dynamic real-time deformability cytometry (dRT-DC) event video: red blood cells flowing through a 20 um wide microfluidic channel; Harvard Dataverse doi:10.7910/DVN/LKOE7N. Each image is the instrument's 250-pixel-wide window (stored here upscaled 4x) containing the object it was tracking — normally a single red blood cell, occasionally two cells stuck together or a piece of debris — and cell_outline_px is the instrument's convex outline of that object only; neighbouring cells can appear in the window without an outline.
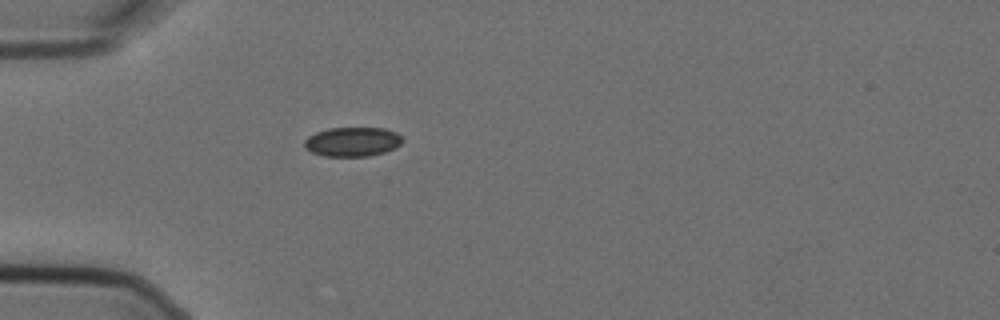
{"species": "Egyptian fruit bat (a non-hibernating species)", "species_latin": "Rousettus aegyptiacus", "temperature_condition": "cold", "stored_images_in_passage": 1, "camera_frame_rate_fps": 3000, "um_per_image_px": 0.085, "animal": {"sex": "female"}, "frame": {"image": 1, "passage_image": 1, "time_ms": 0.0, "image_size_px": [1000, 320], "cell_outline_px": [[404, 140], [396, 148], [384, 152], [368, 156], [324, 156], [312, 152], [304, 148], [304, 140], [308, 136], [316, 132], [328, 128], [384, 128], [396, 132]], "centroid_in_image_um": [29.95, 12.05], "position_along_channel_um": 55.1, "area_um2": 16.82}}